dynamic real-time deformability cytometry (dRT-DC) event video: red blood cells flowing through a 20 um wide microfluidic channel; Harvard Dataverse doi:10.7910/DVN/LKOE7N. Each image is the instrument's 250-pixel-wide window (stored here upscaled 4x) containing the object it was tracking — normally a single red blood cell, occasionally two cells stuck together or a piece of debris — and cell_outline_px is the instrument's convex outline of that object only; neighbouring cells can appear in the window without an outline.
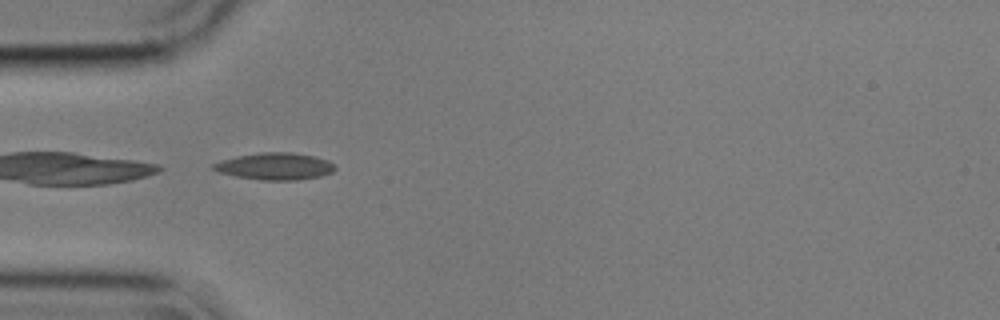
{"species": "common noctule bat (a hibernating species)", "species_latin": "Nyctalus noctula", "temperature_condition": "cold", "stored_images_in_passage": 21, "camera_frame_rate_fps": 3000, "um_per_image_px": 0.085, "animal": {"sex": "male", "body_mass_g": 17.9}, "frame": {"image": 1, "passage_image": 1, "time_ms": 0.0, "image_size_px": [1000, 320], "cell_outline_px": [[336, 168], [332, 172], [320, 176], [296, 180], [260, 180], [236, 176], [220, 172], [212, 168], [212, 164], [220, 160], [236, 156], [260, 152], [292, 152], [316, 156], [328, 160], [336, 164]], "centroid_in_image_um": [23.4, 14.12], "position_along_channel_um": 61.6, "area_um2": 19.25}}
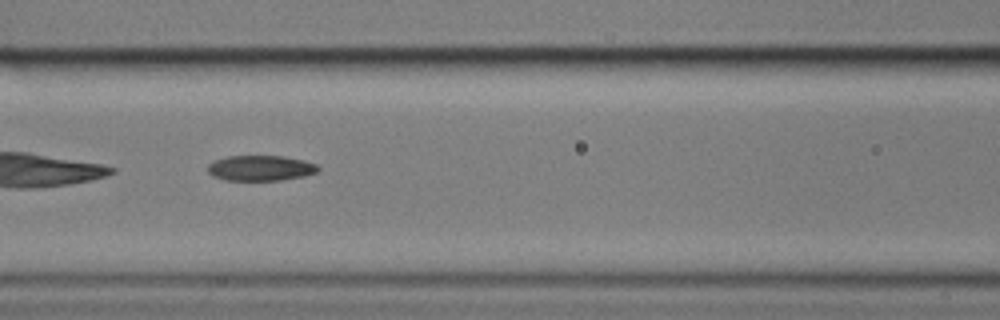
{"frame": {"image": 2, "passage_image": 8, "time_ms": 2.333, "image_size_px": [1000, 320], "cell_outline_px": [[320, 168], [316, 172], [304, 176], [280, 180], [224, 180], [212, 176], [208, 172], [208, 164], [212, 160], [228, 156], [284, 156], [304, 160], [316, 164]], "centroid_in_image_um": [22.12, 14.28], "position_along_channel_um": 144.5, "area_um2": 16.42}}
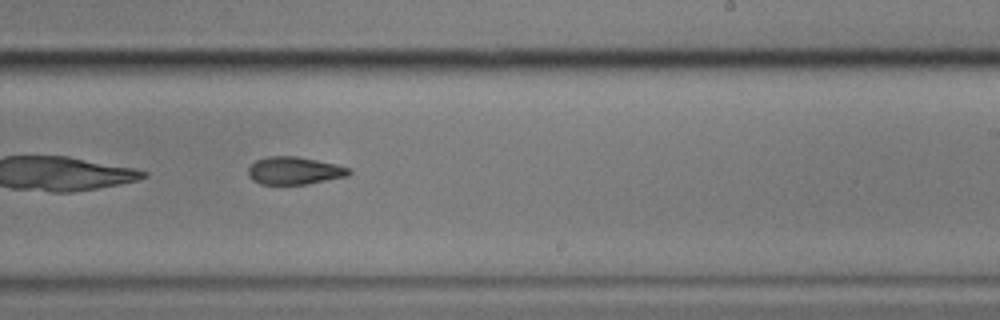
{"frame": {"image": 3, "passage_image": 18, "time_ms": 5.667, "image_size_px": [1000, 320], "cell_outline_px": [[352, 172], [348, 176], [308, 184], [260, 184], [252, 180], [248, 176], [248, 168], [256, 160], [268, 156], [296, 156], [336, 164], [348, 168]], "centroid_in_image_um": [25.01, 14.51], "position_along_channel_um": 264.0, "area_um2": 16.24}}